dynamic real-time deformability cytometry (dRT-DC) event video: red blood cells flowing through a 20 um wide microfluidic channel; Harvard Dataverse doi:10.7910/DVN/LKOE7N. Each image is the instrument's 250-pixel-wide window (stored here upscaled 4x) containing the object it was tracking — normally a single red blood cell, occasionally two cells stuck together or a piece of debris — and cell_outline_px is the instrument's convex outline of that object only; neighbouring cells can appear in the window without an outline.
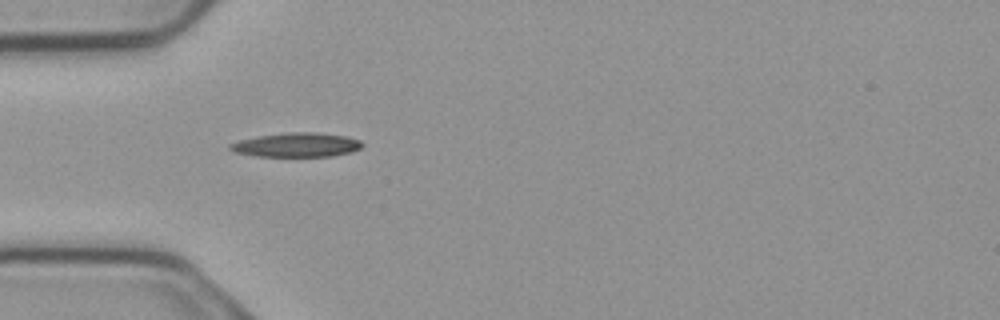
{"species": "common noctule bat (a hibernating species)", "species_latin": "Nyctalus noctula", "temperature_condition": "cold", "stored_images_in_passage": 5, "camera_frame_rate_fps": 3000, "um_per_image_px": 0.085, "animal": {"sex": "male", "body_mass_g": 23.1, "forearm_length_mm": 52.7}, "frame": {"image": 1, "passage_image": 5, "time_ms": 1.333, "image_size_px": [1000, 320], "cell_outline_px": [[364, 144], [360, 148], [352, 152], [332, 156], [256, 156], [232, 152], [228, 148], [228, 144], [240, 140], [260, 136], [292, 132], [312, 132], [344, 136], [360, 140]], "centroid_in_image_um": [25.19, 12.32], "position_along_channel_um": 59.8, "area_um2": 18.5}}